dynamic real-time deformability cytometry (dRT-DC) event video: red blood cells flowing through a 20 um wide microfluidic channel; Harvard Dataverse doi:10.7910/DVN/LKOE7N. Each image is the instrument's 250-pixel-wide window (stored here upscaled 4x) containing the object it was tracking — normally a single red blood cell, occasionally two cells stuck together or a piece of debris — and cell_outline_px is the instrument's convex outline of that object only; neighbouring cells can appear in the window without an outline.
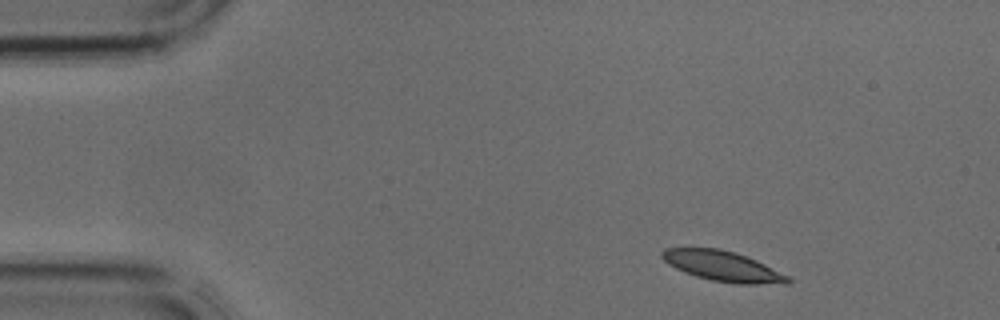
{"species": "common noctule bat (a hibernating species)", "species_latin": "Nyctalus noctula", "temperature_condition": "cold", "stored_images_in_passage": 2, "camera_frame_rate_fps": 3000, "um_per_image_px": 0.085, "animal": {"sex": "male", "body_mass_g": 17.9, "forearm_length_mm": 54.2}, "frame": {"image": 1, "passage_image": 1, "time_ms": 0.0, "image_size_px": [1000, 320], "cell_outline_px": [[792, 280], [788, 284], [736, 284], [712, 280], [696, 276], [684, 272], [668, 264], [660, 256], [660, 252], [664, 248], [720, 248], [756, 260], [788, 276]], "centroid_in_image_um": [61.41, 22.63], "position_along_channel_um": 23.6, "area_um2": 22.02}}